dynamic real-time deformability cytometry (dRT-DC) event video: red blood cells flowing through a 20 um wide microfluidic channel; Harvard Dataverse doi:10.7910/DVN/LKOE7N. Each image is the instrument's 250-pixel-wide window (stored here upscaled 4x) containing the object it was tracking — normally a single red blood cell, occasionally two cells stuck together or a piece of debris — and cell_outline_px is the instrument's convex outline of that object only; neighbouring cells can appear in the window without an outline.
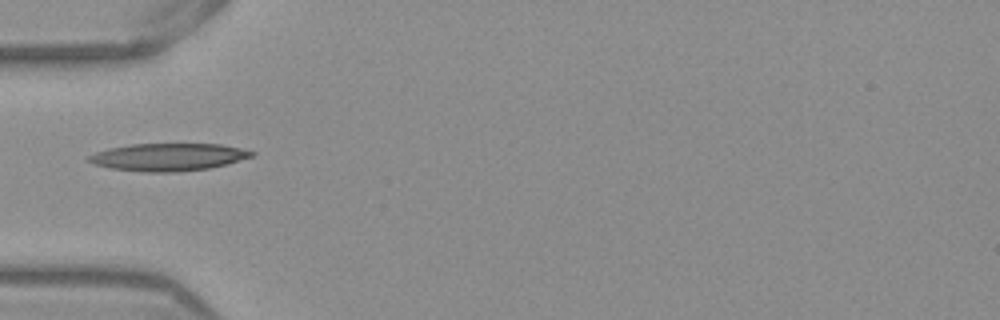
{"species": "Egyptian fruit bat (a non-hibernating species)", "species_latin": "Rousettus aegyptiacus", "temperature_condition": "warm", "stored_images_in_passage": 36, "camera_frame_rate_fps": 3000, "um_per_image_px": 0.085, "frame": {"image": 1, "passage_image": 1, "time_ms": 0.0, "image_size_px": [1000, 320], "cell_outline_px": [[256, 152], [252, 156], [224, 164], [208, 168], [176, 172], [144, 172], [108, 168], [92, 164], [84, 160], [88, 156], [96, 152], [108, 148], [132, 144], [220, 144], [240, 148]], "centroid_in_image_um": [14.21, 13.35], "position_along_channel_um": 70.8, "area_um2": 26.07}}
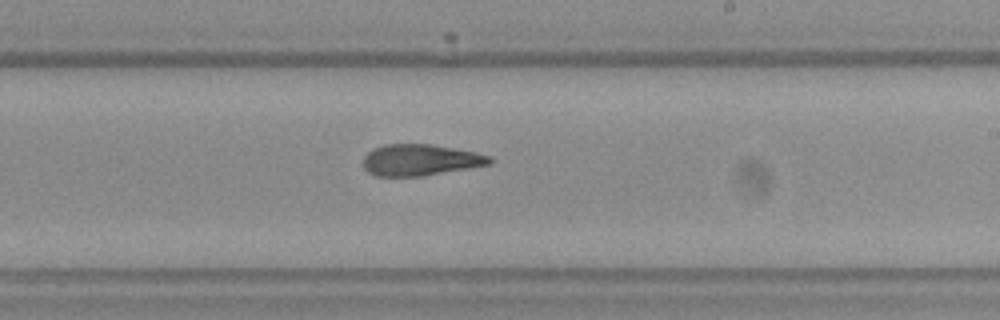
{"frame": {"image": 2, "passage_image": 15, "time_ms": 4.667, "image_size_px": [1000, 320], "cell_outline_px": [[496, 160], [492, 164], [424, 176], [376, 176], [368, 172], [364, 168], [364, 156], [372, 148], [384, 144], [428, 144], [476, 152], [492, 156]], "centroid_in_image_um": [35.76, 13.6], "position_along_channel_um": 253.2, "area_um2": 23.29}}
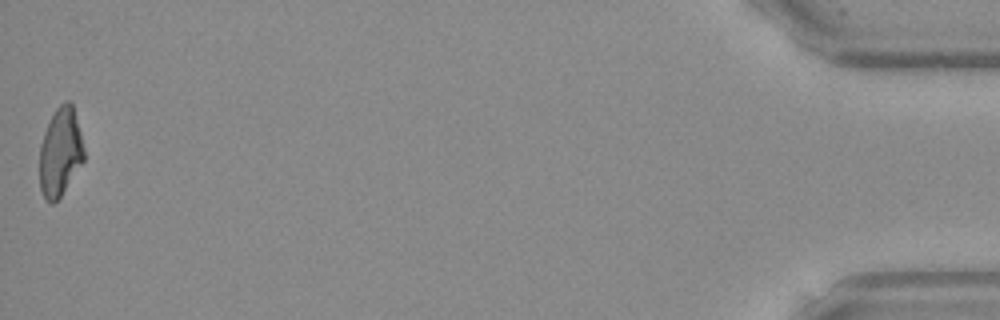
{"frame": {"image": 3, "passage_image": 36, "time_ms": 11.667, "image_size_px": [1000, 320], "cell_outline_px": [[84, 160], [60, 196], [52, 204], [44, 200], [40, 188], [40, 144], [44, 132], [56, 108], [64, 100], [68, 100], [72, 104], [80, 132], [84, 148]], "centroid_in_image_um": [5.11, 12.93], "position_along_channel_um": 430.1, "area_um2": 22.6}, "authors_computed_cell_mechanics": {"area_um2": 23.7269, "velocity_mm_per_s": 3.8938, "shape_relaxation_time_tau1_ms": null, "shape_relaxation_time_tau2_ms": 3.3413, "deformation_change_tau1": null, "deformation_change_tau2": 0.1329}}